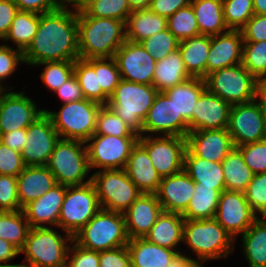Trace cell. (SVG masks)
<instances>
[{
  "mask_svg": "<svg viewBox=\"0 0 266 267\" xmlns=\"http://www.w3.org/2000/svg\"><path fill=\"white\" fill-rule=\"evenodd\" d=\"M23 56L24 63L32 66L79 59L77 9L60 7L39 14L37 32Z\"/></svg>",
  "mask_w": 266,
  "mask_h": 267,
  "instance_id": "obj_1",
  "label": "cell"
},
{
  "mask_svg": "<svg viewBox=\"0 0 266 267\" xmlns=\"http://www.w3.org/2000/svg\"><path fill=\"white\" fill-rule=\"evenodd\" d=\"M77 25L80 59L112 58L126 41L122 20L87 16L77 9Z\"/></svg>",
  "mask_w": 266,
  "mask_h": 267,
  "instance_id": "obj_2",
  "label": "cell"
},
{
  "mask_svg": "<svg viewBox=\"0 0 266 267\" xmlns=\"http://www.w3.org/2000/svg\"><path fill=\"white\" fill-rule=\"evenodd\" d=\"M183 242L196 253L202 266L208 260L226 258L235 240L214 218L185 219Z\"/></svg>",
  "mask_w": 266,
  "mask_h": 267,
  "instance_id": "obj_3",
  "label": "cell"
},
{
  "mask_svg": "<svg viewBox=\"0 0 266 267\" xmlns=\"http://www.w3.org/2000/svg\"><path fill=\"white\" fill-rule=\"evenodd\" d=\"M158 92L153 85L121 79L113 94L109 97L107 106L140 136L143 121L147 117Z\"/></svg>",
  "mask_w": 266,
  "mask_h": 267,
  "instance_id": "obj_4",
  "label": "cell"
},
{
  "mask_svg": "<svg viewBox=\"0 0 266 267\" xmlns=\"http://www.w3.org/2000/svg\"><path fill=\"white\" fill-rule=\"evenodd\" d=\"M73 241L85 249L96 252L127 246L129 238L124 214L100 209L73 236Z\"/></svg>",
  "mask_w": 266,
  "mask_h": 267,
  "instance_id": "obj_5",
  "label": "cell"
},
{
  "mask_svg": "<svg viewBox=\"0 0 266 267\" xmlns=\"http://www.w3.org/2000/svg\"><path fill=\"white\" fill-rule=\"evenodd\" d=\"M57 184L65 186L83 185L90 169L86 142L60 138L46 165Z\"/></svg>",
  "mask_w": 266,
  "mask_h": 267,
  "instance_id": "obj_6",
  "label": "cell"
},
{
  "mask_svg": "<svg viewBox=\"0 0 266 267\" xmlns=\"http://www.w3.org/2000/svg\"><path fill=\"white\" fill-rule=\"evenodd\" d=\"M67 242L74 243L73 237L66 233L64 238L53 227L30 228L20 253L31 267H66Z\"/></svg>",
  "mask_w": 266,
  "mask_h": 267,
  "instance_id": "obj_7",
  "label": "cell"
},
{
  "mask_svg": "<svg viewBox=\"0 0 266 267\" xmlns=\"http://www.w3.org/2000/svg\"><path fill=\"white\" fill-rule=\"evenodd\" d=\"M206 89L231 106L256 99L260 82L242 63L215 70L204 77Z\"/></svg>",
  "mask_w": 266,
  "mask_h": 267,
  "instance_id": "obj_8",
  "label": "cell"
},
{
  "mask_svg": "<svg viewBox=\"0 0 266 267\" xmlns=\"http://www.w3.org/2000/svg\"><path fill=\"white\" fill-rule=\"evenodd\" d=\"M101 106L84 98L63 104L59 112L43 110L50 117L59 138L86 142L95 132Z\"/></svg>",
  "mask_w": 266,
  "mask_h": 267,
  "instance_id": "obj_9",
  "label": "cell"
},
{
  "mask_svg": "<svg viewBox=\"0 0 266 267\" xmlns=\"http://www.w3.org/2000/svg\"><path fill=\"white\" fill-rule=\"evenodd\" d=\"M100 209L92 181L83 185L66 186L58 227L73 237Z\"/></svg>",
  "mask_w": 266,
  "mask_h": 267,
  "instance_id": "obj_10",
  "label": "cell"
},
{
  "mask_svg": "<svg viewBox=\"0 0 266 267\" xmlns=\"http://www.w3.org/2000/svg\"><path fill=\"white\" fill-rule=\"evenodd\" d=\"M91 177L101 209L124 213L142 194L124 169L99 170Z\"/></svg>",
  "mask_w": 266,
  "mask_h": 267,
  "instance_id": "obj_11",
  "label": "cell"
},
{
  "mask_svg": "<svg viewBox=\"0 0 266 267\" xmlns=\"http://www.w3.org/2000/svg\"><path fill=\"white\" fill-rule=\"evenodd\" d=\"M138 142L146 149L153 167L161 177L183 171L186 137L140 135Z\"/></svg>",
  "mask_w": 266,
  "mask_h": 267,
  "instance_id": "obj_12",
  "label": "cell"
},
{
  "mask_svg": "<svg viewBox=\"0 0 266 267\" xmlns=\"http://www.w3.org/2000/svg\"><path fill=\"white\" fill-rule=\"evenodd\" d=\"M138 138L93 134L86 141L90 169H124Z\"/></svg>",
  "mask_w": 266,
  "mask_h": 267,
  "instance_id": "obj_13",
  "label": "cell"
},
{
  "mask_svg": "<svg viewBox=\"0 0 266 267\" xmlns=\"http://www.w3.org/2000/svg\"><path fill=\"white\" fill-rule=\"evenodd\" d=\"M26 138L20 152L25 166H46L60 138L45 112L26 128Z\"/></svg>",
  "mask_w": 266,
  "mask_h": 267,
  "instance_id": "obj_14",
  "label": "cell"
},
{
  "mask_svg": "<svg viewBox=\"0 0 266 267\" xmlns=\"http://www.w3.org/2000/svg\"><path fill=\"white\" fill-rule=\"evenodd\" d=\"M258 100L231 106L228 133L235 147L266 139V131Z\"/></svg>",
  "mask_w": 266,
  "mask_h": 267,
  "instance_id": "obj_15",
  "label": "cell"
},
{
  "mask_svg": "<svg viewBox=\"0 0 266 267\" xmlns=\"http://www.w3.org/2000/svg\"><path fill=\"white\" fill-rule=\"evenodd\" d=\"M258 218L244 193L224 190L220 193L214 219L234 238L243 234Z\"/></svg>",
  "mask_w": 266,
  "mask_h": 267,
  "instance_id": "obj_16",
  "label": "cell"
},
{
  "mask_svg": "<svg viewBox=\"0 0 266 267\" xmlns=\"http://www.w3.org/2000/svg\"><path fill=\"white\" fill-rule=\"evenodd\" d=\"M121 79L139 84L153 85L156 61L141 43L126 40L113 57Z\"/></svg>",
  "mask_w": 266,
  "mask_h": 267,
  "instance_id": "obj_17",
  "label": "cell"
},
{
  "mask_svg": "<svg viewBox=\"0 0 266 267\" xmlns=\"http://www.w3.org/2000/svg\"><path fill=\"white\" fill-rule=\"evenodd\" d=\"M0 90V133L27 128L43 113L23 92Z\"/></svg>",
  "mask_w": 266,
  "mask_h": 267,
  "instance_id": "obj_18",
  "label": "cell"
},
{
  "mask_svg": "<svg viewBox=\"0 0 266 267\" xmlns=\"http://www.w3.org/2000/svg\"><path fill=\"white\" fill-rule=\"evenodd\" d=\"M147 132L181 137L188 134V122L183 117H177L174 103L163 92H158L143 121L141 135Z\"/></svg>",
  "mask_w": 266,
  "mask_h": 267,
  "instance_id": "obj_19",
  "label": "cell"
},
{
  "mask_svg": "<svg viewBox=\"0 0 266 267\" xmlns=\"http://www.w3.org/2000/svg\"><path fill=\"white\" fill-rule=\"evenodd\" d=\"M243 42L241 30L229 29L219 35L210 36L206 75L242 63Z\"/></svg>",
  "mask_w": 266,
  "mask_h": 267,
  "instance_id": "obj_20",
  "label": "cell"
},
{
  "mask_svg": "<svg viewBox=\"0 0 266 267\" xmlns=\"http://www.w3.org/2000/svg\"><path fill=\"white\" fill-rule=\"evenodd\" d=\"M187 148L204 160L222 162L235 147L227 129L197 130L186 136Z\"/></svg>",
  "mask_w": 266,
  "mask_h": 267,
  "instance_id": "obj_21",
  "label": "cell"
},
{
  "mask_svg": "<svg viewBox=\"0 0 266 267\" xmlns=\"http://www.w3.org/2000/svg\"><path fill=\"white\" fill-rule=\"evenodd\" d=\"M231 105L205 89L192 113V131L227 129Z\"/></svg>",
  "mask_w": 266,
  "mask_h": 267,
  "instance_id": "obj_22",
  "label": "cell"
},
{
  "mask_svg": "<svg viewBox=\"0 0 266 267\" xmlns=\"http://www.w3.org/2000/svg\"><path fill=\"white\" fill-rule=\"evenodd\" d=\"M162 211L156 194L142 193L123 213L128 238H144Z\"/></svg>",
  "mask_w": 266,
  "mask_h": 267,
  "instance_id": "obj_23",
  "label": "cell"
},
{
  "mask_svg": "<svg viewBox=\"0 0 266 267\" xmlns=\"http://www.w3.org/2000/svg\"><path fill=\"white\" fill-rule=\"evenodd\" d=\"M195 192V182L183 170L161 178L155 193L163 211L182 214L188 207Z\"/></svg>",
  "mask_w": 266,
  "mask_h": 267,
  "instance_id": "obj_24",
  "label": "cell"
},
{
  "mask_svg": "<svg viewBox=\"0 0 266 267\" xmlns=\"http://www.w3.org/2000/svg\"><path fill=\"white\" fill-rule=\"evenodd\" d=\"M66 193V186L57 184L44 195L25 205L22 211L30 228L46 227L50 224L58 227L61 206Z\"/></svg>",
  "mask_w": 266,
  "mask_h": 267,
  "instance_id": "obj_25",
  "label": "cell"
},
{
  "mask_svg": "<svg viewBox=\"0 0 266 267\" xmlns=\"http://www.w3.org/2000/svg\"><path fill=\"white\" fill-rule=\"evenodd\" d=\"M124 170L142 193L157 192L162 177L153 167L146 149L138 141L131 150Z\"/></svg>",
  "mask_w": 266,
  "mask_h": 267,
  "instance_id": "obj_26",
  "label": "cell"
},
{
  "mask_svg": "<svg viewBox=\"0 0 266 267\" xmlns=\"http://www.w3.org/2000/svg\"><path fill=\"white\" fill-rule=\"evenodd\" d=\"M57 185L47 166H25L17 176V194L22 209Z\"/></svg>",
  "mask_w": 266,
  "mask_h": 267,
  "instance_id": "obj_27",
  "label": "cell"
},
{
  "mask_svg": "<svg viewBox=\"0 0 266 267\" xmlns=\"http://www.w3.org/2000/svg\"><path fill=\"white\" fill-rule=\"evenodd\" d=\"M205 89L204 78L191 77L163 92L174 103L177 117H183L188 122V133L192 132L193 108Z\"/></svg>",
  "mask_w": 266,
  "mask_h": 267,
  "instance_id": "obj_28",
  "label": "cell"
},
{
  "mask_svg": "<svg viewBox=\"0 0 266 267\" xmlns=\"http://www.w3.org/2000/svg\"><path fill=\"white\" fill-rule=\"evenodd\" d=\"M127 248L130 253L131 267H166L180 253L157 244L145 238L129 239Z\"/></svg>",
  "mask_w": 266,
  "mask_h": 267,
  "instance_id": "obj_29",
  "label": "cell"
},
{
  "mask_svg": "<svg viewBox=\"0 0 266 267\" xmlns=\"http://www.w3.org/2000/svg\"><path fill=\"white\" fill-rule=\"evenodd\" d=\"M184 222L180 213L162 211L144 238L158 246L176 250L178 243L183 242Z\"/></svg>",
  "mask_w": 266,
  "mask_h": 267,
  "instance_id": "obj_30",
  "label": "cell"
},
{
  "mask_svg": "<svg viewBox=\"0 0 266 267\" xmlns=\"http://www.w3.org/2000/svg\"><path fill=\"white\" fill-rule=\"evenodd\" d=\"M183 170L197 184L225 189V179L221 162L204 160L195 156L188 148L184 154Z\"/></svg>",
  "mask_w": 266,
  "mask_h": 267,
  "instance_id": "obj_31",
  "label": "cell"
},
{
  "mask_svg": "<svg viewBox=\"0 0 266 267\" xmlns=\"http://www.w3.org/2000/svg\"><path fill=\"white\" fill-rule=\"evenodd\" d=\"M126 40L140 43L144 39L167 29V19L149 8L133 9L125 23Z\"/></svg>",
  "mask_w": 266,
  "mask_h": 267,
  "instance_id": "obj_32",
  "label": "cell"
},
{
  "mask_svg": "<svg viewBox=\"0 0 266 267\" xmlns=\"http://www.w3.org/2000/svg\"><path fill=\"white\" fill-rule=\"evenodd\" d=\"M192 76L187 72L184 62L182 60L179 48L172 51L168 56L156 62L153 86L159 92L166 90L180 84Z\"/></svg>",
  "mask_w": 266,
  "mask_h": 267,
  "instance_id": "obj_33",
  "label": "cell"
},
{
  "mask_svg": "<svg viewBox=\"0 0 266 267\" xmlns=\"http://www.w3.org/2000/svg\"><path fill=\"white\" fill-rule=\"evenodd\" d=\"M178 48L187 72L192 77L204 78L210 49V36L200 34L182 40Z\"/></svg>",
  "mask_w": 266,
  "mask_h": 267,
  "instance_id": "obj_34",
  "label": "cell"
},
{
  "mask_svg": "<svg viewBox=\"0 0 266 267\" xmlns=\"http://www.w3.org/2000/svg\"><path fill=\"white\" fill-rule=\"evenodd\" d=\"M191 6L200 34L215 36L229 30L224 21L222 0H191Z\"/></svg>",
  "mask_w": 266,
  "mask_h": 267,
  "instance_id": "obj_35",
  "label": "cell"
},
{
  "mask_svg": "<svg viewBox=\"0 0 266 267\" xmlns=\"http://www.w3.org/2000/svg\"><path fill=\"white\" fill-rule=\"evenodd\" d=\"M241 236L249 267H266V217H258Z\"/></svg>",
  "mask_w": 266,
  "mask_h": 267,
  "instance_id": "obj_36",
  "label": "cell"
},
{
  "mask_svg": "<svg viewBox=\"0 0 266 267\" xmlns=\"http://www.w3.org/2000/svg\"><path fill=\"white\" fill-rule=\"evenodd\" d=\"M225 190L244 193L255 175L244 162L241 151L234 147L221 162Z\"/></svg>",
  "mask_w": 266,
  "mask_h": 267,
  "instance_id": "obj_37",
  "label": "cell"
},
{
  "mask_svg": "<svg viewBox=\"0 0 266 267\" xmlns=\"http://www.w3.org/2000/svg\"><path fill=\"white\" fill-rule=\"evenodd\" d=\"M225 189H214L195 183V192L187 209L181 214L184 219H212L215 216L220 193Z\"/></svg>",
  "mask_w": 266,
  "mask_h": 267,
  "instance_id": "obj_38",
  "label": "cell"
},
{
  "mask_svg": "<svg viewBox=\"0 0 266 267\" xmlns=\"http://www.w3.org/2000/svg\"><path fill=\"white\" fill-rule=\"evenodd\" d=\"M38 25L39 14L18 10L4 41L11 39L16 44L17 49L24 52L32 42Z\"/></svg>",
  "mask_w": 266,
  "mask_h": 267,
  "instance_id": "obj_39",
  "label": "cell"
},
{
  "mask_svg": "<svg viewBox=\"0 0 266 267\" xmlns=\"http://www.w3.org/2000/svg\"><path fill=\"white\" fill-rule=\"evenodd\" d=\"M29 230V223L22 210L0 213V238L12 243L19 250L24 247Z\"/></svg>",
  "mask_w": 266,
  "mask_h": 267,
  "instance_id": "obj_40",
  "label": "cell"
},
{
  "mask_svg": "<svg viewBox=\"0 0 266 267\" xmlns=\"http://www.w3.org/2000/svg\"><path fill=\"white\" fill-rule=\"evenodd\" d=\"M74 75L85 99L107 105L109 98L102 92L101 87H98L97 74L84 59L74 61Z\"/></svg>",
  "mask_w": 266,
  "mask_h": 267,
  "instance_id": "obj_41",
  "label": "cell"
},
{
  "mask_svg": "<svg viewBox=\"0 0 266 267\" xmlns=\"http://www.w3.org/2000/svg\"><path fill=\"white\" fill-rule=\"evenodd\" d=\"M80 9L87 16L112 18L125 23L132 12L128 0H88Z\"/></svg>",
  "mask_w": 266,
  "mask_h": 267,
  "instance_id": "obj_42",
  "label": "cell"
},
{
  "mask_svg": "<svg viewBox=\"0 0 266 267\" xmlns=\"http://www.w3.org/2000/svg\"><path fill=\"white\" fill-rule=\"evenodd\" d=\"M97 74L98 87L109 98L121 80L115 59L90 58L85 60Z\"/></svg>",
  "mask_w": 266,
  "mask_h": 267,
  "instance_id": "obj_43",
  "label": "cell"
},
{
  "mask_svg": "<svg viewBox=\"0 0 266 267\" xmlns=\"http://www.w3.org/2000/svg\"><path fill=\"white\" fill-rule=\"evenodd\" d=\"M94 134L118 137H139L118 115L107 105H102L97 113Z\"/></svg>",
  "mask_w": 266,
  "mask_h": 267,
  "instance_id": "obj_44",
  "label": "cell"
},
{
  "mask_svg": "<svg viewBox=\"0 0 266 267\" xmlns=\"http://www.w3.org/2000/svg\"><path fill=\"white\" fill-rule=\"evenodd\" d=\"M167 28L179 41L200 35L196 15L191 4L171 15L167 19Z\"/></svg>",
  "mask_w": 266,
  "mask_h": 267,
  "instance_id": "obj_45",
  "label": "cell"
},
{
  "mask_svg": "<svg viewBox=\"0 0 266 267\" xmlns=\"http://www.w3.org/2000/svg\"><path fill=\"white\" fill-rule=\"evenodd\" d=\"M243 66L259 81L266 78V41L243 42Z\"/></svg>",
  "mask_w": 266,
  "mask_h": 267,
  "instance_id": "obj_46",
  "label": "cell"
},
{
  "mask_svg": "<svg viewBox=\"0 0 266 267\" xmlns=\"http://www.w3.org/2000/svg\"><path fill=\"white\" fill-rule=\"evenodd\" d=\"M222 4L228 29L241 30L254 15L253 0H222Z\"/></svg>",
  "mask_w": 266,
  "mask_h": 267,
  "instance_id": "obj_47",
  "label": "cell"
},
{
  "mask_svg": "<svg viewBox=\"0 0 266 267\" xmlns=\"http://www.w3.org/2000/svg\"><path fill=\"white\" fill-rule=\"evenodd\" d=\"M179 42L167 28L144 39L140 43L157 62L168 56L172 51L178 49Z\"/></svg>",
  "mask_w": 266,
  "mask_h": 267,
  "instance_id": "obj_48",
  "label": "cell"
},
{
  "mask_svg": "<svg viewBox=\"0 0 266 267\" xmlns=\"http://www.w3.org/2000/svg\"><path fill=\"white\" fill-rule=\"evenodd\" d=\"M37 65L45 67L40 74L41 79L46 87H48V90L50 89L53 92L74 74V61H53Z\"/></svg>",
  "mask_w": 266,
  "mask_h": 267,
  "instance_id": "obj_49",
  "label": "cell"
},
{
  "mask_svg": "<svg viewBox=\"0 0 266 267\" xmlns=\"http://www.w3.org/2000/svg\"><path fill=\"white\" fill-rule=\"evenodd\" d=\"M244 195L253 212L266 217V172L253 176Z\"/></svg>",
  "mask_w": 266,
  "mask_h": 267,
  "instance_id": "obj_50",
  "label": "cell"
},
{
  "mask_svg": "<svg viewBox=\"0 0 266 267\" xmlns=\"http://www.w3.org/2000/svg\"><path fill=\"white\" fill-rule=\"evenodd\" d=\"M254 174L266 172V139L237 146Z\"/></svg>",
  "mask_w": 266,
  "mask_h": 267,
  "instance_id": "obj_51",
  "label": "cell"
},
{
  "mask_svg": "<svg viewBox=\"0 0 266 267\" xmlns=\"http://www.w3.org/2000/svg\"><path fill=\"white\" fill-rule=\"evenodd\" d=\"M0 210H22L18 200L16 176L0 175Z\"/></svg>",
  "mask_w": 266,
  "mask_h": 267,
  "instance_id": "obj_52",
  "label": "cell"
},
{
  "mask_svg": "<svg viewBox=\"0 0 266 267\" xmlns=\"http://www.w3.org/2000/svg\"><path fill=\"white\" fill-rule=\"evenodd\" d=\"M19 62L24 63L22 51L4 44L0 45V90H7L1 82L15 72Z\"/></svg>",
  "mask_w": 266,
  "mask_h": 267,
  "instance_id": "obj_53",
  "label": "cell"
},
{
  "mask_svg": "<svg viewBox=\"0 0 266 267\" xmlns=\"http://www.w3.org/2000/svg\"><path fill=\"white\" fill-rule=\"evenodd\" d=\"M25 168L20 152L0 142V175L18 176Z\"/></svg>",
  "mask_w": 266,
  "mask_h": 267,
  "instance_id": "obj_54",
  "label": "cell"
},
{
  "mask_svg": "<svg viewBox=\"0 0 266 267\" xmlns=\"http://www.w3.org/2000/svg\"><path fill=\"white\" fill-rule=\"evenodd\" d=\"M66 267H99V252L85 249L74 243L69 246Z\"/></svg>",
  "mask_w": 266,
  "mask_h": 267,
  "instance_id": "obj_55",
  "label": "cell"
},
{
  "mask_svg": "<svg viewBox=\"0 0 266 267\" xmlns=\"http://www.w3.org/2000/svg\"><path fill=\"white\" fill-rule=\"evenodd\" d=\"M99 267H131L127 246L99 252Z\"/></svg>",
  "mask_w": 266,
  "mask_h": 267,
  "instance_id": "obj_56",
  "label": "cell"
},
{
  "mask_svg": "<svg viewBox=\"0 0 266 267\" xmlns=\"http://www.w3.org/2000/svg\"><path fill=\"white\" fill-rule=\"evenodd\" d=\"M241 32L244 42L266 41V15L254 14Z\"/></svg>",
  "mask_w": 266,
  "mask_h": 267,
  "instance_id": "obj_57",
  "label": "cell"
},
{
  "mask_svg": "<svg viewBox=\"0 0 266 267\" xmlns=\"http://www.w3.org/2000/svg\"><path fill=\"white\" fill-rule=\"evenodd\" d=\"M19 10L43 14L61 7L59 0H13Z\"/></svg>",
  "mask_w": 266,
  "mask_h": 267,
  "instance_id": "obj_58",
  "label": "cell"
},
{
  "mask_svg": "<svg viewBox=\"0 0 266 267\" xmlns=\"http://www.w3.org/2000/svg\"><path fill=\"white\" fill-rule=\"evenodd\" d=\"M190 4L191 0H151L148 8L161 17L168 19L177 10Z\"/></svg>",
  "mask_w": 266,
  "mask_h": 267,
  "instance_id": "obj_59",
  "label": "cell"
},
{
  "mask_svg": "<svg viewBox=\"0 0 266 267\" xmlns=\"http://www.w3.org/2000/svg\"><path fill=\"white\" fill-rule=\"evenodd\" d=\"M54 93L59 96L63 104L84 99L78 79L74 74L62 86L56 89Z\"/></svg>",
  "mask_w": 266,
  "mask_h": 267,
  "instance_id": "obj_60",
  "label": "cell"
},
{
  "mask_svg": "<svg viewBox=\"0 0 266 267\" xmlns=\"http://www.w3.org/2000/svg\"><path fill=\"white\" fill-rule=\"evenodd\" d=\"M18 10L13 0H0V39L7 36Z\"/></svg>",
  "mask_w": 266,
  "mask_h": 267,
  "instance_id": "obj_61",
  "label": "cell"
},
{
  "mask_svg": "<svg viewBox=\"0 0 266 267\" xmlns=\"http://www.w3.org/2000/svg\"><path fill=\"white\" fill-rule=\"evenodd\" d=\"M26 139V128L0 133V142L18 152L23 149Z\"/></svg>",
  "mask_w": 266,
  "mask_h": 267,
  "instance_id": "obj_62",
  "label": "cell"
},
{
  "mask_svg": "<svg viewBox=\"0 0 266 267\" xmlns=\"http://www.w3.org/2000/svg\"><path fill=\"white\" fill-rule=\"evenodd\" d=\"M20 250L12 243L0 238V265L9 264L14 257L19 256Z\"/></svg>",
  "mask_w": 266,
  "mask_h": 267,
  "instance_id": "obj_63",
  "label": "cell"
},
{
  "mask_svg": "<svg viewBox=\"0 0 266 267\" xmlns=\"http://www.w3.org/2000/svg\"><path fill=\"white\" fill-rule=\"evenodd\" d=\"M166 267H203L196 259L187 257L182 253H178Z\"/></svg>",
  "mask_w": 266,
  "mask_h": 267,
  "instance_id": "obj_64",
  "label": "cell"
},
{
  "mask_svg": "<svg viewBox=\"0 0 266 267\" xmlns=\"http://www.w3.org/2000/svg\"><path fill=\"white\" fill-rule=\"evenodd\" d=\"M256 99H259L258 103L260 106L262 120L266 131V94L259 88Z\"/></svg>",
  "mask_w": 266,
  "mask_h": 267,
  "instance_id": "obj_65",
  "label": "cell"
},
{
  "mask_svg": "<svg viewBox=\"0 0 266 267\" xmlns=\"http://www.w3.org/2000/svg\"><path fill=\"white\" fill-rule=\"evenodd\" d=\"M254 14L266 15V0H253Z\"/></svg>",
  "mask_w": 266,
  "mask_h": 267,
  "instance_id": "obj_66",
  "label": "cell"
},
{
  "mask_svg": "<svg viewBox=\"0 0 266 267\" xmlns=\"http://www.w3.org/2000/svg\"><path fill=\"white\" fill-rule=\"evenodd\" d=\"M151 0H128L130 7L133 9L148 8Z\"/></svg>",
  "mask_w": 266,
  "mask_h": 267,
  "instance_id": "obj_67",
  "label": "cell"
},
{
  "mask_svg": "<svg viewBox=\"0 0 266 267\" xmlns=\"http://www.w3.org/2000/svg\"><path fill=\"white\" fill-rule=\"evenodd\" d=\"M61 7H68V4L71 3L74 9H80L88 0H59Z\"/></svg>",
  "mask_w": 266,
  "mask_h": 267,
  "instance_id": "obj_68",
  "label": "cell"
},
{
  "mask_svg": "<svg viewBox=\"0 0 266 267\" xmlns=\"http://www.w3.org/2000/svg\"><path fill=\"white\" fill-rule=\"evenodd\" d=\"M0 267H31V266L24 263V264H4L0 265Z\"/></svg>",
  "mask_w": 266,
  "mask_h": 267,
  "instance_id": "obj_69",
  "label": "cell"
},
{
  "mask_svg": "<svg viewBox=\"0 0 266 267\" xmlns=\"http://www.w3.org/2000/svg\"><path fill=\"white\" fill-rule=\"evenodd\" d=\"M260 89L266 94V79L260 82Z\"/></svg>",
  "mask_w": 266,
  "mask_h": 267,
  "instance_id": "obj_70",
  "label": "cell"
}]
</instances>
